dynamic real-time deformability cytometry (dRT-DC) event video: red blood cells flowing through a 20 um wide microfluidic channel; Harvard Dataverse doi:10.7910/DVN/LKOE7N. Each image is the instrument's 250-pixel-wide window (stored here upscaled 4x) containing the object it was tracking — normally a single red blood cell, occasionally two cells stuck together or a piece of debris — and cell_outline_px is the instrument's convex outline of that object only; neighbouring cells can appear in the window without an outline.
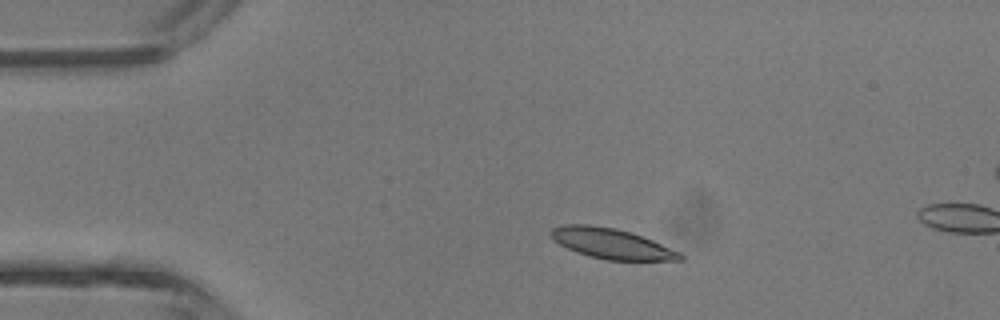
{"species": "common noctule bat (a hibernating species)", "species_latin": "Nyctalus noctula", "temperature_condition": "room temperature", "stored_images_in_passage": 4, "camera_frame_rate_fps": 3000, "um_per_image_px": 0.085, "animal": {"sex": "male", "body_mass_g": 13.3}, "frame": {"image": 1, "passage_image": 2, "time_ms": 1.0, "image_size_px": [1000, 320], "cell_outline_px": [[684, 260], [608, 260], [576, 252], [552, 240], [548, 232], [552, 228], [564, 224], [588, 224], [616, 228], [632, 232], [652, 240], [680, 252], [684, 256]], "centroid_in_image_um": [51.95, 20.69], "position_along_channel_um": 33.0, "area_um2": 22.83}}